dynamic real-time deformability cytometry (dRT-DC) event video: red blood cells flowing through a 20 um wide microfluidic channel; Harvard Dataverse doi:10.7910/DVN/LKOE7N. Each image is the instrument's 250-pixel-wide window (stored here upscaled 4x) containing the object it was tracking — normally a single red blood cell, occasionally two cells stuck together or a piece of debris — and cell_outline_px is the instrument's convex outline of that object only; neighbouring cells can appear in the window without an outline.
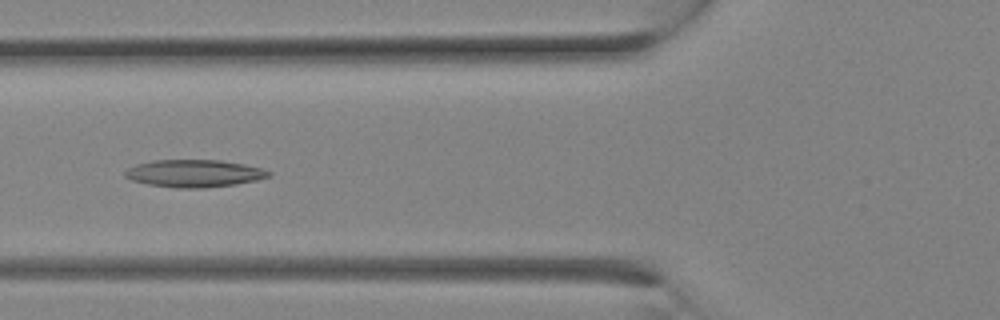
{"species": "Egyptian fruit bat (a non-hibernating species)", "species_latin": "Rousettus aegyptiacus", "temperature_condition": "room temperature", "stored_images_in_passage": 11, "camera_frame_rate_fps": 3000, "um_per_image_px": 0.085, "animal": {"sex": "female"}, "frame": {"image": 1, "passage_image": 10, "time_ms": 3.0, "image_size_px": [1000, 320], "cell_outline_px": [[272, 176], [256, 180], [236, 184], [204, 188], [176, 188], [148, 184], [132, 180], [124, 176], [124, 172], [128, 168], [136, 164], [156, 160], [220, 160], [244, 164], [260, 168], [272, 172]], "centroid_in_image_um": [16.52, 14.74], "position_along_channel_um": 109.3, "area_um2": 22.95}}